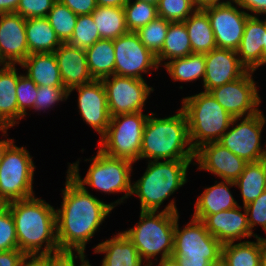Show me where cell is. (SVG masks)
Wrapping results in <instances>:
<instances>
[{
  "instance_id": "53",
  "label": "cell",
  "mask_w": 266,
  "mask_h": 266,
  "mask_svg": "<svg viewBox=\"0 0 266 266\" xmlns=\"http://www.w3.org/2000/svg\"><path fill=\"white\" fill-rule=\"evenodd\" d=\"M97 6L124 8L128 0H95Z\"/></svg>"
},
{
  "instance_id": "55",
  "label": "cell",
  "mask_w": 266,
  "mask_h": 266,
  "mask_svg": "<svg viewBox=\"0 0 266 266\" xmlns=\"http://www.w3.org/2000/svg\"><path fill=\"white\" fill-rule=\"evenodd\" d=\"M21 266H42V256L28 257Z\"/></svg>"
},
{
  "instance_id": "58",
  "label": "cell",
  "mask_w": 266,
  "mask_h": 266,
  "mask_svg": "<svg viewBox=\"0 0 266 266\" xmlns=\"http://www.w3.org/2000/svg\"><path fill=\"white\" fill-rule=\"evenodd\" d=\"M266 65V31H265V43L263 46V66Z\"/></svg>"
},
{
  "instance_id": "38",
  "label": "cell",
  "mask_w": 266,
  "mask_h": 266,
  "mask_svg": "<svg viewBox=\"0 0 266 266\" xmlns=\"http://www.w3.org/2000/svg\"><path fill=\"white\" fill-rule=\"evenodd\" d=\"M100 38L92 14L78 15L73 34L67 42L80 49H87Z\"/></svg>"
},
{
  "instance_id": "59",
  "label": "cell",
  "mask_w": 266,
  "mask_h": 266,
  "mask_svg": "<svg viewBox=\"0 0 266 266\" xmlns=\"http://www.w3.org/2000/svg\"><path fill=\"white\" fill-rule=\"evenodd\" d=\"M211 266H226V265L221 260L219 263L212 264Z\"/></svg>"
},
{
  "instance_id": "20",
  "label": "cell",
  "mask_w": 266,
  "mask_h": 266,
  "mask_svg": "<svg viewBox=\"0 0 266 266\" xmlns=\"http://www.w3.org/2000/svg\"><path fill=\"white\" fill-rule=\"evenodd\" d=\"M26 19L16 13L0 14V60L20 65L29 55Z\"/></svg>"
},
{
  "instance_id": "36",
  "label": "cell",
  "mask_w": 266,
  "mask_h": 266,
  "mask_svg": "<svg viewBox=\"0 0 266 266\" xmlns=\"http://www.w3.org/2000/svg\"><path fill=\"white\" fill-rule=\"evenodd\" d=\"M76 15L70 8L58 0L47 15V19L62 43H67L77 22Z\"/></svg>"
},
{
  "instance_id": "31",
  "label": "cell",
  "mask_w": 266,
  "mask_h": 266,
  "mask_svg": "<svg viewBox=\"0 0 266 266\" xmlns=\"http://www.w3.org/2000/svg\"><path fill=\"white\" fill-rule=\"evenodd\" d=\"M192 52L190 39L184 22H170L160 53L156 56L160 67L175 58L185 57Z\"/></svg>"
},
{
  "instance_id": "39",
  "label": "cell",
  "mask_w": 266,
  "mask_h": 266,
  "mask_svg": "<svg viewBox=\"0 0 266 266\" xmlns=\"http://www.w3.org/2000/svg\"><path fill=\"white\" fill-rule=\"evenodd\" d=\"M38 86L25 74L20 73L16 85V97L18 104V124L26 116L27 110L34 109ZM20 120V121H19Z\"/></svg>"
},
{
  "instance_id": "6",
  "label": "cell",
  "mask_w": 266,
  "mask_h": 266,
  "mask_svg": "<svg viewBox=\"0 0 266 266\" xmlns=\"http://www.w3.org/2000/svg\"><path fill=\"white\" fill-rule=\"evenodd\" d=\"M80 159L74 163H68L67 172L82 187L89 186L93 190L110 194L123 193L119 199L111 202L110 205L115 208L125 199L131 197L133 164L131 161L120 158H113L105 155L101 150L97 149L96 155L89 159H84L90 164L85 177L82 179L79 171Z\"/></svg>"
},
{
  "instance_id": "16",
  "label": "cell",
  "mask_w": 266,
  "mask_h": 266,
  "mask_svg": "<svg viewBox=\"0 0 266 266\" xmlns=\"http://www.w3.org/2000/svg\"><path fill=\"white\" fill-rule=\"evenodd\" d=\"M76 90L77 107L83 122L98 132L100 138L107 132L110 123L107 95L102 80L75 86L68 90V97Z\"/></svg>"
},
{
  "instance_id": "33",
  "label": "cell",
  "mask_w": 266,
  "mask_h": 266,
  "mask_svg": "<svg viewBox=\"0 0 266 266\" xmlns=\"http://www.w3.org/2000/svg\"><path fill=\"white\" fill-rule=\"evenodd\" d=\"M205 54L191 53L185 57L175 58L167 62L163 68L173 81L183 83L196 82L201 79L204 81L205 76Z\"/></svg>"
},
{
  "instance_id": "52",
  "label": "cell",
  "mask_w": 266,
  "mask_h": 266,
  "mask_svg": "<svg viewBox=\"0 0 266 266\" xmlns=\"http://www.w3.org/2000/svg\"><path fill=\"white\" fill-rule=\"evenodd\" d=\"M147 266H181V265L179 264L178 260L175 257L170 256L156 260L155 262H150Z\"/></svg>"
},
{
  "instance_id": "15",
  "label": "cell",
  "mask_w": 266,
  "mask_h": 266,
  "mask_svg": "<svg viewBox=\"0 0 266 266\" xmlns=\"http://www.w3.org/2000/svg\"><path fill=\"white\" fill-rule=\"evenodd\" d=\"M214 33L217 48L237 50L250 16L235 0L204 9Z\"/></svg>"
},
{
  "instance_id": "27",
  "label": "cell",
  "mask_w": 266,
  "mask_h": 266,
  "mask_svg": "<svg viewBox=\"0 0 266 266\" xmlns=\"http://www.w3.org/2000/svg\"><path fill=\"white\" fill-rule=\"evenodd\" d=\"M25 32L29 54L54 53L62 44L46 17L27 18Z\"/></svg>"
},
{
  "instance_id": "9",
  "label": "cell",
  "mask_w": 266,
  "mask_h": 266,
  "mask_svg": "<svg viewBox=\"0 0 266 266\" xmlns=\"http://www.w3.org/2000/svg\"><path fill=\"white\" fill-rule=\"evenodd\" d=\"M149 114L136 112L111 117L107 132L97 148L105 155L139 162L143 131Z\"/></svg>"
},
{
  "instance_id": "18",
  "label": "cell",
  "mask_w": 266,
  "mask_h": 266,
  "mask_svg": "<svg viewBox=\"0 0 266 266\" xmlns=\"http://www.w3.org/2000/svg\"><path fill=\"white\" fill-rule=\"evenodd\" d=\"M205 59L204 92L234 81L248 71L235 50L215 48L205 54Z\"/></svg>"
},
{
  "instance_id": "25",
  "label": "cell",
  "mask_w": 266,
  "mask_h": 266,
  "mask_svg": "<svg viewBox=\"0 0 266 266\" xmlns=\"http://www.w3.org/2000/svg\"><path fill=\"white\" fill-rule=\"evenodd\" d=\"M37 86L64 87L54 53H32L18 65Z\"/></svg>"
},
{
  "instance_id": "57",
  "label": "cell",
  "mask_w": 266,
  "mask_h": 266,
  "mask_svg": "<svg viewBox=\"0 0 266 266\" xmlns=\"http://www.w3.org/2000/svg\"><path fill=\"white\" fill-rule=\"evenodd\" d=\"M9 206V202L0 195V214H2L3 212H5L8 209Z\"/></svg>"
},
{
  "instance_id": "48",
  "label": "cell",
  "mask_w": 266,
  "mask_h": 266,
  "mask_svg": "<svg viewBox=\"0 0 266 266\" xmlns=\"http://www.w3.org/2000/svg\"><path fill=\"white\" fill-rule=\"evenodd\" d=\"M240 8L250 16L266 17V0H235ZM250 12V13H249Z\"/></svg>"
},
{
  "instance_id": "40",
  "label": "cell",
  "mask_w": 266,
  "mask_h": 266,
  "mask_svg": "<svg viewBox=\"0 0 266 266\" xmlns=\"http://www.w3.org/2000/svg\"><path fill=\"white\" fill-rule=\"evenodd\" d=\"M158 16L170 22H184L195 10L192 0H158Z\"/></svg>"
},
{
  "instance_id": "61",
  "label": "cell",
  "mask_w": 266,
  "mask_h": 266,
  "mask_svg": "<svg viewBox=\"0 0 266 266\" xmlns=\"http://www.w3.org/2000/svg\"><path fill=\"white\" fill-rule=\"evenodd\" d=\"M4 65V63L0 60V68Z\"/></svg>"
},
{
  "instance_id": "29",
  "label": "cell",
  "mask_w": 266,
  "mask_h": 266,
  "mask_svg": "<svg viewBox=\"0 0 266 266\" xmlns=\"http://www.w3.org/2000/svg\"><path fill=\"white\" fill-rule=\"evenodd\" d=\"M234 183L240 191L242 206L254 201L266 190V159L247 163Z\"/></svg>"
},
{
  "instance_id": "60",
  "label": "cell",
  "mask_w": 266,
  "mask_h": 266,
  "mask_svg": "<svg viewBox=\"0 0 266 266\" xmlns=\"http://www.w3.org/2000/svg\"><path fill=\"white\" fill-rule=\"evenodd\" d=\"M145 1H150V2H153V3H158V0H145Z\"/></svg>"
},
{
  "instance_id": "14",
  "label": "cell",
  "mask_w": 266,
  "mask_h": 266,
  "mask_svg": "<svg viewBox=\"0 0 266 266\" xmlns=\"http://www.w3.org/2000/svg\"><path fill=\"white\" fill-rule=\"evenodd\" d=\"M115 54L114 74L119 76L143 78L144 74L153 75L160 66L156 55L140 41L136 32H128L113 40Z\"/></svg>"
},
{
  "instance_id": "54",
  "label": "cell",
  "mask_w": 266,
  "mask_h": 266,
  "mask_svg": "<svg viewBox=\"0 0 266 266\" xmlns=\"http://www.w3.org/2000/svg\"><path fill=\"white\" fill-rule=\"evenodd\" d=\"M77 259H80V262L78 265L76 263V261H79ZM92 266V264H90L89 259H87V255L85 253H74V266ZM101 266V265H100Z\"/></svg>"
},
{
  "instance_id": "35",
  "label": "cell",
  "mask_w": 266,
  "mask_h": 266,
  "mask_svg": "<svg viewBox=\"0 0 266 266\" xmlns=\"http://www.w3.org/2000/svg\"><path fill=\"white\" fill-rule=\"evenodd\" d=\"M124 12L129 32L138 31L158 17L157 4L145 0H128Z\"/></svg>"
},
{
  "instance_id": "12",
  "label": "cell",
  "mask_w": 266,
  "mask_h": 266,
  "mask_svg": "<svg viewBox=\"0 0 266 266\" xmlns=\"http://www.w3.org/2000/svg\"><path fill=\"white\" fill-rule=\"evenodd\" d=\"M108 110L111 117L120 114L143 112L147 99L154 88L147 84L146 79L111 75L103 78Z\"/></svg>"
},
{
  "instance_id": "43",
  "label": "cell",
  "mask_w": 266,
  "mask_h": 266,
  "mask_svg": "<svg viewBox=\"0 0 266 266\" xmlns=\"http://www.w3.org/2000/svg\"><path fill=\"white\" fill-rule=\"evenodd\" d=\"M18 249L14 219L8 208L0 214V251Z\"/></svg>"
},
{
  "instance_id": "37",
  "label": "cell",
  "mask_w": 266,
  "mask_h": 266,
  "mask_svg": "<svg viewBox=\"0 0 266 266\" xmlns=\"http://www.w3.org/2000/svg\"><path fill=\"white\" fill-rule=\"evenodd\" d=\"M169 24L170 21L158 16L136 31L140 41L156 56L163 47Z\"/></svg>"
},
{
  "instance_id": "56",
  "label": "cell",
  "mask_w": 266,
  "mask_h": 266,
  "mask_svg": "<svg viewBox=\"0 0 266 266\" xmlns=\"http://www.w3.org/2000/svg\"><path fill=\"white\" fill-rule=\"evenodd\" d=\"M260 266H266V238L261 237V262Z\"/></svg>"
},
{
  "instance_id": "10",
  "label": "cell",
  "mask_w": 266,
  "mask_h": 266,
  "mask_svg": "<svg viewBox=\"0 0 266 266\" xmlns=\"http://www.w3.org/2000/svg\"><path fill=\"white\" fill-rule=\"evenodd\" d=\"M15 142L8 147L0 162V195L9 203L36 196L33 156L26 147H18Z\"/></svg>"
},
{
  "instance_id": "2",
  "label": "cell",
  "mask_w": 266,
  "mask_h": 266,
  "mask_svg": "<svg viewBox=\"0 0 266 266\" xmlns=\"http://www.w3.org/2000/svg\"><path fill=\"white\" fill-rule=\"evenodd\" d=\"M18 249L28 257L60 253L56 236V211L46 200L31 197L9 203Z\"/></svg>"
},
{
  "instance_id": "26",
  "label": "cell",
  "mask_w": 266,
  "mask_h": 266,
  "mask_svg": "<svg viewBox=\"0 0 266 266\" xmlns=\"http://www.w3.org/2000/svg\"><path fill=\"white\" fill-rule=\"evenodd\" d=\"M17 70V65L4 64L0 68V127L18 125Z\"/></svg>"
},
{
  "instance_id": "22",
  "label": "cell",
  "mask_w": 266,
  "mask_h": 266,
  "mask_svg": "<svg viewBox=\"0 0 266 266\" xmlns=\"http://www.w3.org/2000/svg\"><path fill=\"white\" fill-rule=\"evenodd\" d=\"M265 31L266 17H248L239 48L236 50L240 62L248 70L256 71L259 67H263Z\"/></svg>"
},
{
  "instance_id": "23",
  "label": "cell",
  "mask_w": 266,
  "mask_h": 266,
  "mask_svg": "<svg viewBox=\"0 0 266 266\" xmlns=\"http://www.w3.org/2000/svg\"><path fill=\"white\" fill-rule=\"evenodd\" d=\"M93 247L95 254H104L101 266H147L137 248L122 232Z\"/></svg>"
},
{
  "instance_id": "45",
  "label": "cell",
  "mask_w": 266,
  "mask_h": 266,
  "mask_svg": "<svg viewBox=\"0 0 266 266\" xmlns=\"http://www.w3.org/2000/svg\"><path fill=\"white\" fill-rule=\"evenodd\" d=\"M76 15L91 14L97 7L95 0H58Z\"/></svg>"
},
{
  "instance_id": "28",
  "label": "cell",
  "mask_w": 266,
  "mask_h": 266,
  "mask_svg": "<svg viewBox=\"0 0 266 266\" xmlns=\"http://www.w3.org/2000/svg\"><path fill=\"white\" fill-rule=\"evenodd\" d=\"M193 53L206 54L217 48L207 13L195 10L185 21Z\"/></svg>"
},
{
  "instance_id": "34",
  "label": "cell",
  "mask_w": 266,
  "mask_h": 266,
  "mask_svg": "<svg viewBox=\"0 0 266 266\" xmlns=\"http://www.w3.org/2000/svg\"><path fill=\"white\" fill-rule=\"evenodd\" d=\"M91 14L101 39L114 40L129 32L124 8L97 6Z\"/></svg>"
},
{
  "instance_id": "49",
  "label": "cell",
  "mask_w": 266,
  "mask_h": 266,
  "mask_svg": "<svg viewBox=\"0 0 266 266\" xmlns=\"http://www.w3.org/2000/svg\"><path fill=\"white\" fill-rule=\"evenodd\" d=\"M9 128H13V127H0V131L2 132V138L4 139H0V162L3 159L4 153L5 151L8 149V147L14 142V139L12 138H7L8 136V132L7 130H9Z\"/></svg>"
},
{
  "instance_id": "13",
  "label": "cell",
  "mask_w": 266,
  "mask_h": 266,
  "mask_svg": "<svg viewBox=\"0 0 266 266\" xmlns=\"http://www.w3.org/2000/svg\"><path fill=\"white\" fill-rule=\"evenodd\" d=\"M254 72L248 70L242 77L209 91L233 118L251 116L261 110L262 99Z\"/></svg>"
},
{
  "instance_id": "50",
  "label": "cell",
  "mask_w": 266,
  "mask_h": 266,
  "mask_svg": "<svg viewBox=\"0 0 266 266\" xmlns=\"http://www.w3.org/2000/svg\"><path fill=\"white\" fill-rule=\"evenodd\" d=\"M232 0H193L194 6L197 10H204L208 7L222 5Z\"/></svg>"
},
{
  "instance_id": "51",
  "label": "cell",
  "mask_w": 266,
  "mask_h": 266,
  "mask_svg": "<svg viewBox=\"0 0 266 266\" xmlns=\"http://www.w3.org/2000/svg\"><path fill=\"white\" fill-rule=\"evenodd\" d=\"M20 0H0V14L15 13Z\"/></svg>"
},
{
  "instance_id": "5",
  "label": "cell",
  "mask_w": 266,
  "mask_h": 266,
  "mask_svg": "<svg viewBox=\"0 0 266 266\" xmlns=\"http://www.w3.org/2000/svg\"><path fill=\"white\" fill-rule=\"evenodd\" d=\"M194 160H152L140 179L132 181L131 196L139 197L140 210L160 211L164 201L187 182V173Z\"/></svg>"
},
{
  "instance_id": "47",
  "label": "cell",
  "mask_w": 266,
  "mask_h": 266,
  "mask_svg": "<svg viewBox=\"0 0 266 266\" xmlns=\"http://www.w3.org/2000/svg\"><path fill=\"white\" fill-rule=\"evenodd\" d=\"M42 266H74V253L61 252L42 256Z\"/></svg>"
},
{
  "instance_id": "19",
  "label": "cell",
  "mask_w": 266,
  "mask_h": 266,
  "mask_svg": "<svg viewBox=\"0 0 266 266\" xmlns=\"http://www.w3.org/2000/svg\"><path fill=\"white\" fill-rule=\"evenodd\" d=\"M202 222L208 232L222 245L236 241L242 242L246 238L247 241L248 238H256L250 230L245 206L238 205L230 210L207 215Z\"/></svg>"
},
{
  "instance_id": "11",
  "label": "cell",
  "mask_w": 266,
  "mask_h": 266,
  "mask_svg": "<svg viewBox=\"0 0 266 266\" xmlns=\"http://www.w3.org/2000/svg\"><path fill=\"white\" fill-rule=\"evenodd\" d=\"M265 125L266 115L261 110L251 116L233 118L218 142L248 163L264 160L266 142L262 147L261 138Z\"/></svg>"
},
{
  "instance_id": "32",
  "label": "cell",
  "mask_w": 266,
  "mask_h": 266,
  "mask_svg": "<svg viewBox=\"0 0 266 266\" xmlns=\"http://www.w3.org/2000/svg\"><path fill=\"white\" fill-rule=\"evenodd\" d=\"M223 244L221 260L226 266H260L261 237Z\"/></svg>"
},
{
  "instance_id": "21",
  "label": "cell",
  "mask_w": 266,
  "mask_h": 266,
  "mask_svg": "<svg viewBox=\"0 0 266 266\" xmlns=\"http://www.w3.org/2000/svg\"><path fill=\"white\" fill-rule=\"evenodd\" d=\"M54 54L62 82L67 90L94 81L88 68L84 49L69 43H62Z\"/></svg>"
},
{
  "instance_id": "7",
  "label": "cell",
  "mask_w": 266,
  "mask_h": 266,
  "mask_svg": "<svg viewBox=\"0 0 266 266\" xmlns=\"http://www.w3.org/2000/svg\"><path fill=\"white\" fill-rule=\"evenodd\" d=\"M185 112L189 139L194 150L203 144L218 142L228 130L233 117L209 93L186 96L181 100Z\"/></svg>"
},
{
  "instance_id": "46",
  "label": "cell",
  "mask_w": 266,
  "mask_h": 266,
  "mask_svg": "<svg viewBox=\"0 0 266 266\" xmlns=\"http://www.w3.org/2000/svg\"><path fill=\"white\" fill-rule=\"evenodd\" d=\"M28 256L19 249L0 251V266H21Z\"/></svg>"
},
{
  "instance_id": "41",
  "label": "cell",
  "mask_w": 266,
  "mask_h": 266,
  "mask_svg": "<svg viewBox=\"0 0 266 266\" xmlns=\"http://www.w3.org/2000/svg\"><path fill=\"white\" fill-rule=\"evenodd\" d=\"M36 95L33 110L40 113L51 110L59 102H65L69 98L65 87L38 86Z\"/></svg>"
},
{
  "instance_id": "8",
  "label": "cell",
  "mask_w": 266,
  "mask_h": 266,
  "mask_svg": "<svg viewBox=\"0 0 266 266\" xmlns=\"http://www.w3.org/2000/svg\"><path fill=\"white\" fill-rule=\"evenodd\" d=\"M179 217L174 227L172 256L181 266H211L219 263L223 245L208 232L204 223L191 217V221L180 228Z\"/></svg>"
},
{
  "instance_id": "44",
  "label": "cell",
  "mask_w": 266,
  "mask_h": 266,
  "mask_svg": "<svg viewBox=\"0 0 266 266\" xmlns=\"http://www.w3.org/2000/svg\"><path fill=\"white\" fill-rule=\"evenodd\" d=\"M57 0H20L16 14L23 18L47 17Z\"/></svg>"
},
{
  "instance_id": "3",
  "label": "cell",
  "mask_w": 266,
  "mask_h": 266,
  "mask_svg": "<svg viewBox=\"0 0 266 266\" xmlns=\"http://www.w3.org/2000/svg\"><path fill=\"white\" fill-rule=\"evenodd\" d=\"M163 118L151 112L143 131L140 160H194L195 150L190 139L185 112Z\"/></svg>"
},
{
  "instance_id": "42",
  "label": "cell",
  "mask_w": 266,
  "mask_h": 266,
  "mask_svg": "<svg viewBox=\"0 0 266 266\" xmlns=\"http://www.w3.org/2000/svg\"><path fill=\"white\" fill-rule=\"evenodd\" d=\"M245 209L247 211L248 224L252 234L256 237H262L253 231L259 225L262 227L266 235V190H264L254 201L247 204Z\"/></svg>"
},
{
  "instance_id": "17",
  "label": "cell",
  "mask_w": 266,
  "mask_h": 266,
  "mask_svg": "<svg viewBox=\"0 0 266 266\" xmlns=\"http://www.w3.org/2000/svg\"><path fill=\"white\" fill-rule=\"evenodd\" d=\"M246 162L219 142L203 144L195 150L193 166L212 173L221 180L235 181L243 172Z\"/></svg>"
},
{
  "instance_id": "30",
  "label": "cell",
  "mask_w": 266,
  "mask_h": 266,
  "mask_svg": "<svg viewBox=\"0 0 266 266\" xmlns=\"http://www.w3.org/2000/svg\"><path fill=\"white\" fill-rule=\"evenodd\" d=\"M90 74L94 80H102L114 74L115 54L113 40L99 39L85 49Z\"/></svg>"
},
{
  "instance_id": "4",
  "label": "cell",
  "mask_w": 266,
  "mask_h": 266,
  "mask_svg": "<svg viewBox=\"0 0 266 266\" xmlns=\"http://www.w3.org/2000/svg\"><path fill=\"white\" fill-rule=\"evenodd\" d=\"M179 215L176 200L173 198L161 211L140 210V219L135 223V227L122 232L148 265L150 262L172 256L174 227Z\"/></svg>"
},
{
  "instance_id": "1",
  "label": "cell",
  "mask_w": 266,
  "mask_h": 266,
  "mask_svg": "<svg viewBox=\"0 0 266 266\" xmlns=\"http://www.w3.org/2000/svg\"><path fill=\"white\" fill-rule=\"evenodd\" d=\"M66 173L65 187L61 190V208H55L57 242L60 253H86L87 244L114 208Z\"/></svg>"
},
{
  "instance_id": "24",
  "label": "cell",
  "mask_w": 266,
  "mask_h": 266,
  "mask_svg": "<svg viewBox=\"0 0 266 266\" xmlns=\"http://www.w3.org/2000/svg\"><path fill=\"white\" fill-rule=\"evenodd\" d=\"M214 182V185L205 187V190L197 197L193 218L202 221L207 215L230 210L240 205L230 190L233 186L236 188L233 181L221 180L217 182L216 180Z\"/></svg>"
}]
</instances>
